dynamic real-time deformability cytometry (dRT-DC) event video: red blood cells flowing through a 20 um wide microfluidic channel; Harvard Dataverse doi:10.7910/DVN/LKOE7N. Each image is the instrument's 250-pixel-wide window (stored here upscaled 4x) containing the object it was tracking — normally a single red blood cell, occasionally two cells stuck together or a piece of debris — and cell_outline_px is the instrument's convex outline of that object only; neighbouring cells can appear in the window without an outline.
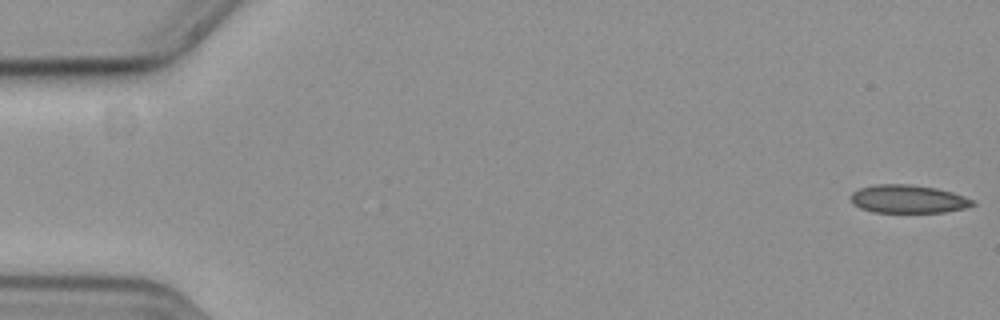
{"species": "common noctule bat (a hibernating species)", "species_latin": "Nyctalus noctula", "temperature_condition": "cold", "stored_images_in_passage": 57, "camera_frame_rate_fps": 3000, "um_per_image_px": 0.085, "animal": {"sex": "female", "body_mass_g": 19.3, "forearm_length_mm": 54.1}, "frame": {"image": 1, "passage_image": 1, "time_ms": 0.0, "image_size_px": [1000, 320], "cell_outline_px": [[976, 204], [964, 208], [944, 212], [872, 212], [860, 208], [852, 204], [852, 192], [860, 188], [876, 184], [908, 184], [936, 188], [952, 192], [976, 200]], "centroid_in_image_um": [77.2, 16.92], "position_along_channel_um": 7.8, "area_um2": 20.0}}
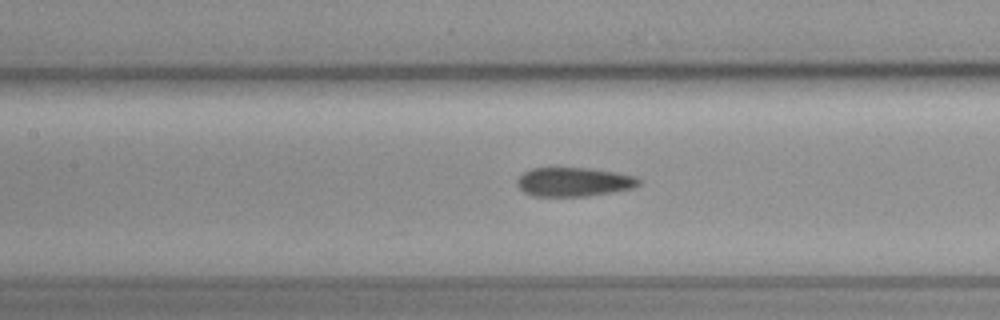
{"frame": {"image": 2, "passage_image": 26, "time_ms": 8.333, "image_size_px": [1000, 320], "cell_outline_px": [[640, 184], [632, 188], [612, 192], [588, 196], [532, 196], [524, 192], [516, 184], [516, 180], [524, 172], [532, 168], [592, 168], [616, 172], [636, 176], [640, 180]], "centroid_in_image_um": [48.78, 15.46], "position_along_channel_um": 158.6, "area_um2": 20.63}}
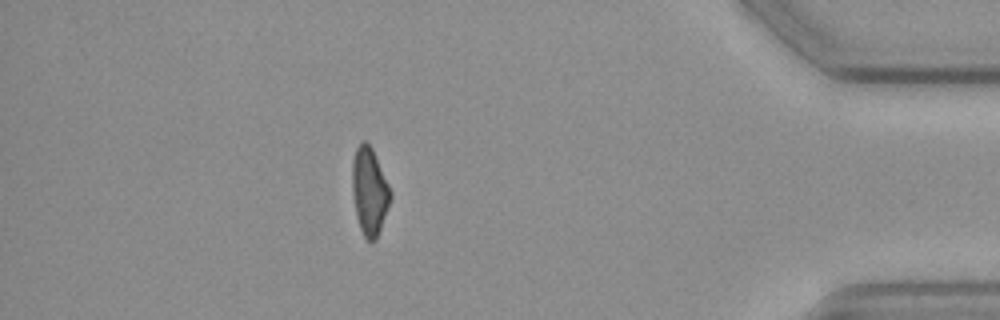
{"frame": {"image": 3, "passage_image": 50, "time_ms": 16.333, "image_size_px": [1000, 320], "cell_outline_px": [[392, 196], [376, 240], [372, 244], [364, 236], [360, 228], [356, 216], [352, 192], [352, 160], [356, 148], [360, 140], [364, 140], [372, 148], [392, 192]], "centroid_in_image_um": [31.39, 16.25], "position_along_channel_um": 403.8, "area_um2": 19.54}, "authors_computed_cell_mechanics": {"area_um2": 20.4612, "velocity_mm_per_s": 3.6552, "shape_relaxation_time_tau1_ms": 10.4727, "shape_relaxation_time_tau2_ms": 4.0115, "deformation_change_tau1": 0.1987, "deformation_change_tau2": 0.1319}}